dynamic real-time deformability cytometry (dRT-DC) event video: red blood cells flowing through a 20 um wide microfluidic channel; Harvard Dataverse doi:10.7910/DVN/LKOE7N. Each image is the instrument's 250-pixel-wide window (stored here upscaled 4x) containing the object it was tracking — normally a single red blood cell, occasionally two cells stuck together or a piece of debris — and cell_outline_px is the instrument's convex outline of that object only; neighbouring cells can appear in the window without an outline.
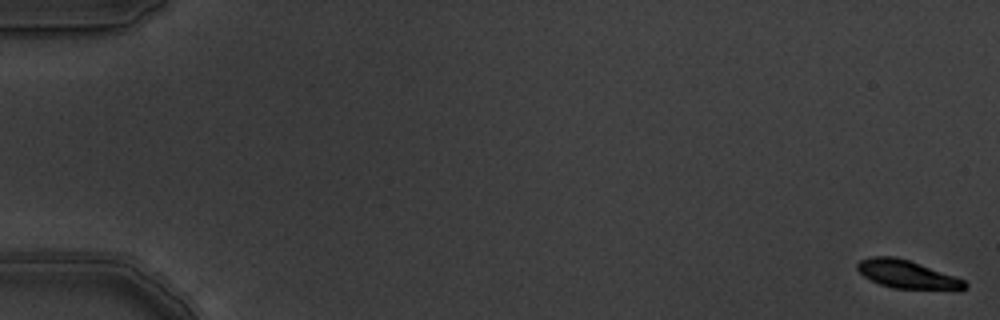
{"species": "common noctule bat (a hibernating species)", "species_latin": "Nyctalus noctula", "temperature_condition": "warm", "stored_images_in_passage": 5, "camera_frame_rate_fps": 3000, "um_per_image_px": 0.085, "animal": {"sex": "male", "body_mass_g": 19.5, "forearm_length_mm": 54.6}, "frame": {"image": 1, "passage_image": 1, "time_ms": 0.0, "image_size_px": [1000, 320], "cell_outline_px": [[968, 284], [960, 292], [892, 288], [880, 284], [864, 276], [856, 268], [856, 264], [860, 260], [872, 256], [896, 256], [920, 264], [964, 280]], "centroid_in_image_um": [77.15, 23.36], "position_along_channel_um": 7.8, "area_um2": 17.98}}
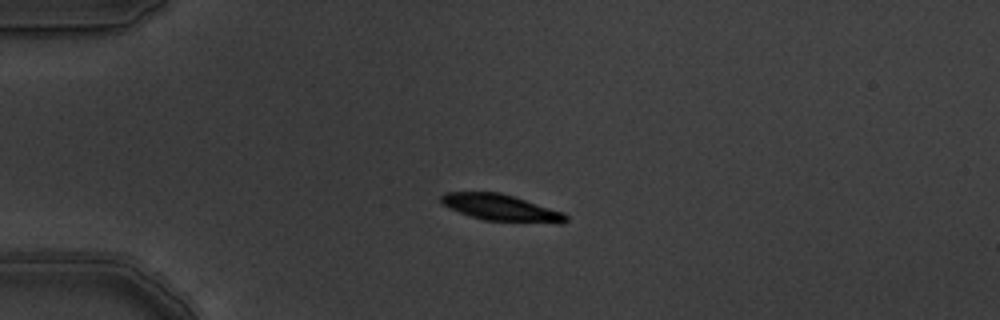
{"frame": {"image": 2, "passage_image": 5, "time_ms": 1.333, "image_size_px": [1000, 320], "cell_outline_px": [[568, 220], [564, 224], [560, 224], [484, 220], [460, 212], [444, 204], [440, 200], [440, 196], [444, 192], [500, 192], [564, 212], [568, 216]], "centroid_in_image_um": [42.66, 17.66], "position_along_channel_um": 42.3, "area_um2": 19.25}}